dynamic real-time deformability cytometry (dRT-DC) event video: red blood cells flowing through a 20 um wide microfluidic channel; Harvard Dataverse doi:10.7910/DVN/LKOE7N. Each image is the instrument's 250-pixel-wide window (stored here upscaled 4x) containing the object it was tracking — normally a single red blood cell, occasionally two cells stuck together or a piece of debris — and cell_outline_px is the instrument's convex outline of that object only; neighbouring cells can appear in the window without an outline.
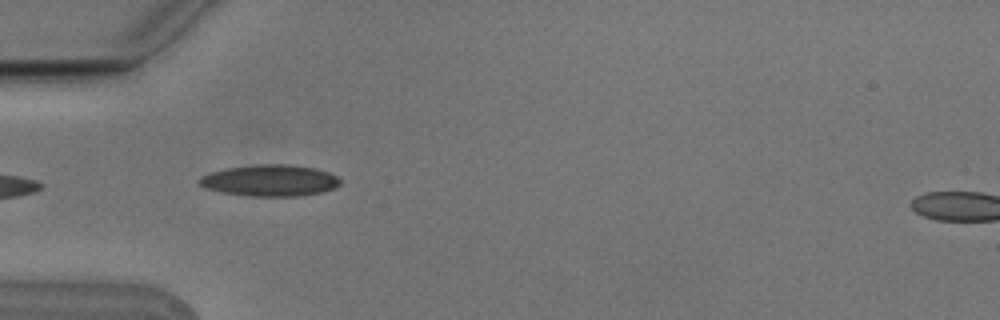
{"species": "Egyptian fruit bat (a non-hibernating species)", "species_latin": "Rousettus aegyptiacus", "temperature_condition": "cold", "stored_images_in_passage": 5, "camera_frame_rate_fps": 3000, "um_per_image_px": 0.085, "animal": {"sex": "male"}, "frame": {"image": 1, "passage_image": 4, "time_ms": 1.0, "image_size_px": [1000, 320], "cell_outline_px": [[340, 184], [332, 188], [320, 192], [296, 196], [244, 196], [220, 192], [204, 188], [196, 180], [200, 176], [212, 172], [228, 168], [256, 164], [288, 164], [316, 168], [328, 172], [336, 176], [340, 180]], "centroid_in_image_um": [22.89, 15.34], "position_along_channel_um": 62.1, "area_um2": 25.84}}